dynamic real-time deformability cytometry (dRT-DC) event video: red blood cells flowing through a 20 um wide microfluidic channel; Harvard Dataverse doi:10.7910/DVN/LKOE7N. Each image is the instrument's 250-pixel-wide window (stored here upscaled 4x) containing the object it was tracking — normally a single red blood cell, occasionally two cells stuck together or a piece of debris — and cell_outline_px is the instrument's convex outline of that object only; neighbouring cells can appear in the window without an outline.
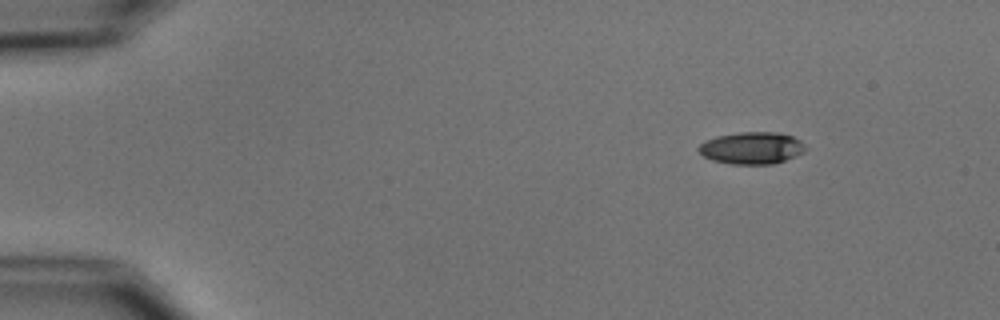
{"species": "common noctule bat (a hibernating species)", "species_latin": "Nyctalus noctula", "temperature_condition": "cold", "stored_images_in_passage": 4, "camera_frame_rate_fps": 3000, "um_per_image_px": 0.085, "animal": {"sex": "male", "body_mass_g": 15.6}, "frame": {"image": 1, "passage_image": 1, "time_ms": 0.0, "image_size_px": [1000, 320], "cell_outline_px": [[804, 152], [784, 160], [772, 164], [732, 164], [712, 160], [704, 156], [696, 148], [704, 140], [716, 136], [740, 132], [776, 132], [792, 136], [800, 140], [804, 144]], "centroid_in_image_um": [63.86, 12.57], "position_along_channel_um": 21.1, "area_um2": 19.88}}
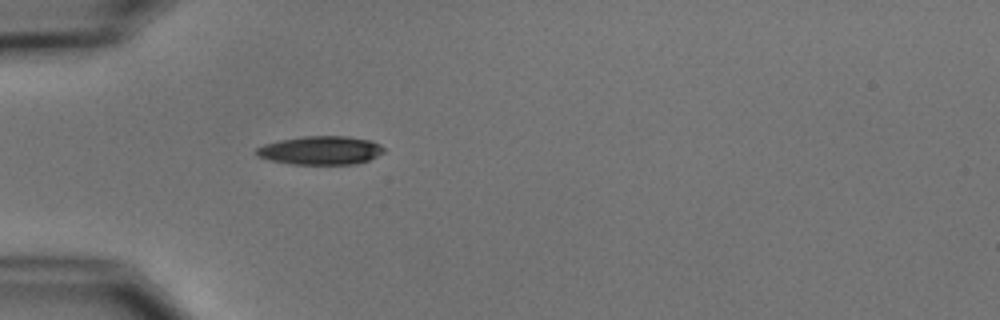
{"frame": {"image": 2, "passage_image": 4, "time_ms": 3.333, "image_size_px": [1000, 320], "cell_outline_px": [[384, 152], [368, 160], [356, 164], [292, 164], [272, 160], [256, 156], [256, 148], [264, 144], [280, 140], [304, 136], [348, 136], [372, 140], [380, 144], [384, 148]], "centroid_in_image_um": [27.27, 12.77], "position_along_channel_um": 57.7, "area_um2": 21.21}}